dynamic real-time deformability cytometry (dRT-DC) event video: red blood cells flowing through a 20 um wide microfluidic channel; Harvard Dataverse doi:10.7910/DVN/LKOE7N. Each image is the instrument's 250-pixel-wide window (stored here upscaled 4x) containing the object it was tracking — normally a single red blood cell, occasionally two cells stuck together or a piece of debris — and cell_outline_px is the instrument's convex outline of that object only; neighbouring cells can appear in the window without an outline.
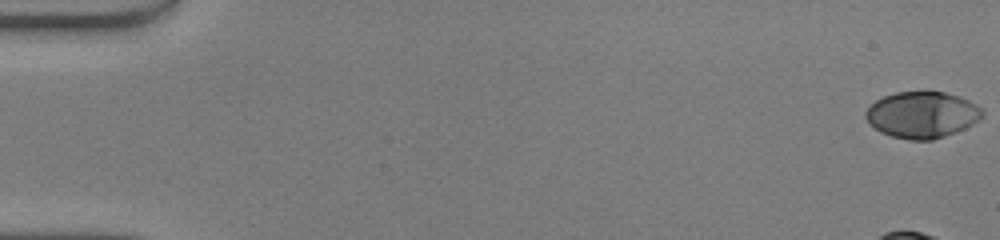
{"species": "human", "species_latin": "Homo sapiens", "temperature_condition": "warm", "stored_images_in_passage": 42, "camera_frame_rate_fps": 3000, "um_per_image_px": 0.085, "donor": {"sex": "male"}, "frame": {"image": 1, "passage_image": 1, "time_ms": 0.0, "image_size_px": [1000, 240], "cell_outline_px": [[984, 116], [972, 124], [956, 132], [932, 140], [908, 140], [892, 136], [880, 132], [868, 124], [864, 116], [864, 112], [876, 100], [884, 96], [896, 92], [928, 88], [944, 92], [968, 100], [976, 104], [984, 112]], "centroid_in_image_um": [78.35, 9.72], "position_along_channel_um": 6.7, "area_um2": 32.19}, "authors_computed_cell_mechanics": {"area_um2": 32.2235, "velocity_mm_per_s": 4.127, "shape_relaxation_time_tau1_ms": 2.3917, "shape_relaxation_time_tau2_ms": null, "deformation_change_tau1": 0.2536, "deformation_change_tau2": null}}